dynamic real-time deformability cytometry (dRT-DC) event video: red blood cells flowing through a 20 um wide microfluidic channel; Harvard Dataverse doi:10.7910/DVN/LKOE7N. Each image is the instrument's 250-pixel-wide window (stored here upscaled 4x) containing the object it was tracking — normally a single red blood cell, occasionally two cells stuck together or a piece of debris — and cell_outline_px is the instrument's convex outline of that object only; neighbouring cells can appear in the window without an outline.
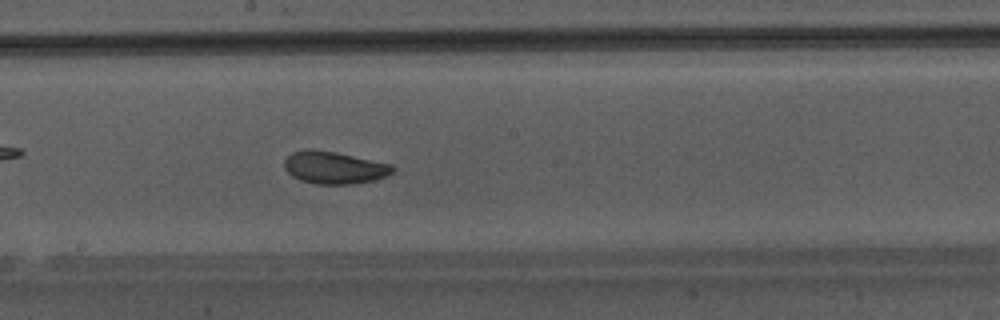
{"species": "Egyptian fruit bat (a non-hibernating species)", "species_latin": "Rousettus aegyptiacus", "temperature_condition": "warm", "stored_images_in_passage": 38, "camera_frame_rate_fps": 3000, "um_per_image_px": 0.085, "animal": {"sex": "male"}, "frame": {"image": 1, "passage_image": 17, "time_ms": 5.333, "image_size_px": [1000, 320], "cell_outline_px": [[396, 168], [392, 172], [384, 176], [372, 180], [352, 184], [316, 184], [300, 180], [292, 176], [284, 168], [284, 160], [292, 152], [312, 148], [336, 152], [392, 164]], "centroid_in_image_um": [28.38, 14.24], "position_along_channel_um": 219.8, "area_um2": 20.4}}